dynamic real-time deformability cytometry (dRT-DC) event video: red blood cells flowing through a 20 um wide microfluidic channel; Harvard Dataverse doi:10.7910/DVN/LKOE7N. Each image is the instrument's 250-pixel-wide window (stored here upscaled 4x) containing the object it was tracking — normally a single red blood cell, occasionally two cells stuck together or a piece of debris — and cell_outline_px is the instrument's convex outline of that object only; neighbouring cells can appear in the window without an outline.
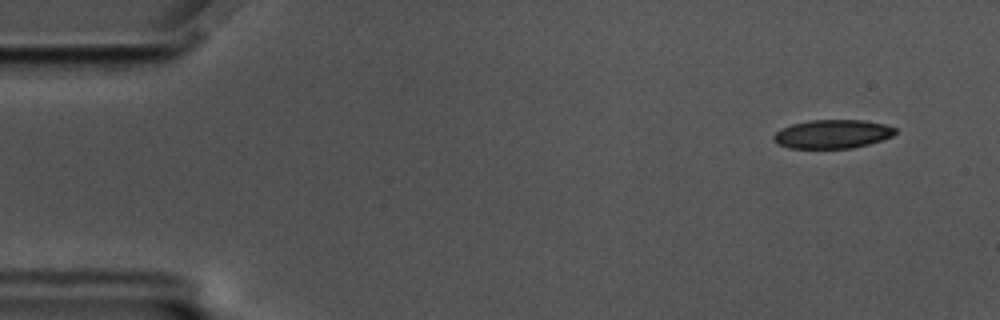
{"species": "common noctule bat (a hibernating species)", "species_latin": "Nyctalus noctula", "temperature_condition": "cold", "stored_images_in_passage": 58, "camera_frame_rate_fps": 3000, "um_per_image_px": 0.085, "animal": {"sex": "male", "body_mass_g": 17.5, "forearm_length_mm": 52.3}, "frame": {"image": 1, "passage_image": 4, "time_ms": 1.0, "image_size_px": [1000, 320], "cell_outline_px": [[896, 132], [892, 136], [868, 144], [852, 148], [788, 148], [772, 140], [772, 136], [780, 128], [792, 124], [808, 120], [864, 120], [884, 124], [896, 128]], "centroid_in_image_um": [70.73, 11.39], "position_along_channel_um": 14.3, "area_um2": 20.35}}
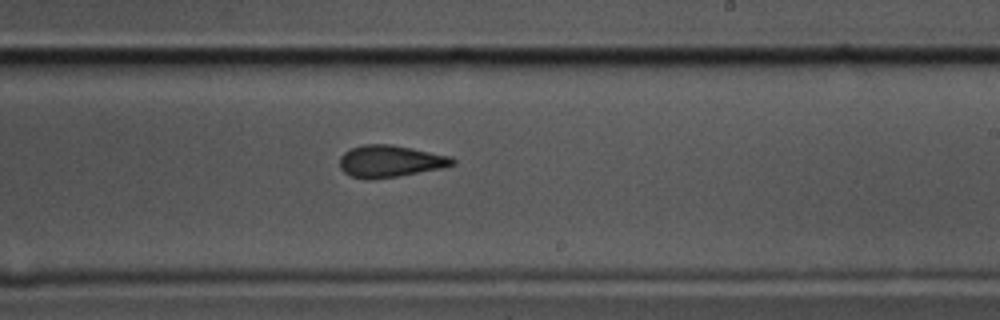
{"frame": {"image": 2, "passage_image": 34, "time_ms": 11.0, "image_size_px": [1000, 320], "cell_outline_px": [[456, 164], [444, 168], [372, 180], [368, 180], [352, 176], [344, 172], [340, 168], [340, 156], [344, 152], [352, 148], [364, 144], [392, 144], [452, 156], [456, 160]], "centroid_in_image_um": [33.19, 13.7], "position_along_channel_um": 255.8, "area_um2": 21.15}}
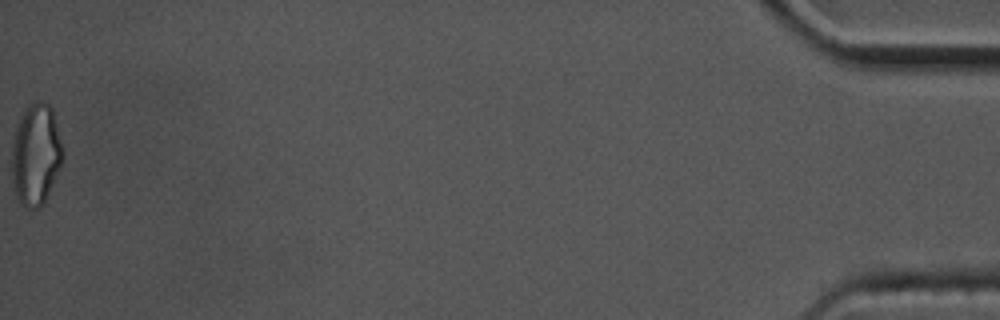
{"frame": {"image": 3, "passage_image": 58, "time_ms": 19.0, "image_size_px": [1000, 320], "cell_outline_px": [[64, 156], [44, 204], [36, 208], [28, 208], [20, 204], [16, 196], [12, 180], [12, 140], [16, 124], [24, 108], [36, 100], [40, 100], [48, 104], [52, 108], [64, 148]], "centroid_in_image_um": [3.04, 13.1], "position_along_channel_um": 432.2, "area_um2": 30.58}, "authors_computed_cell_mechanics": {"area_um2": 21.5594, "velocity_mm_per_s": 3.4664, "shape_relaxation_time_tau1_ms": null, "shape_relaxation_time_tau2_ms": 3.1321, "deformation_change_tau1": null, "deformation_change_tau2": 0.1016}}